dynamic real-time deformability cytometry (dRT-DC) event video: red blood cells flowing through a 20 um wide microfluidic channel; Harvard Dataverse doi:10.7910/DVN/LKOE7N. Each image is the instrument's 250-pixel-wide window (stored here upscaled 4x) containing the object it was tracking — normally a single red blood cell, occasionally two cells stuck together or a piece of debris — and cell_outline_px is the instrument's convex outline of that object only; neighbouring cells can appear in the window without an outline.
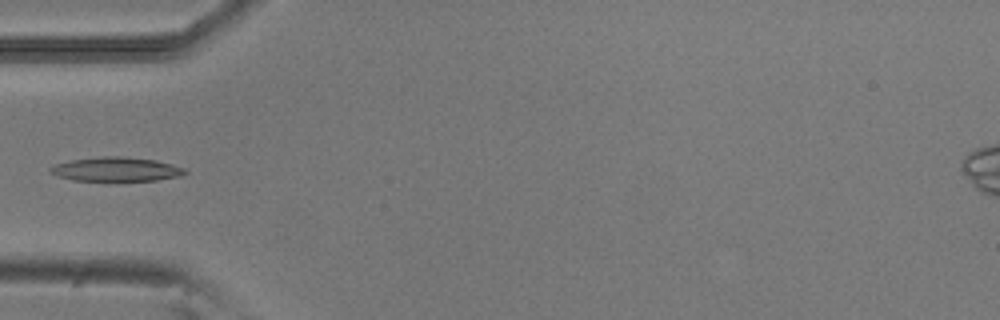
{"species": "common noctule bat (a hibernating species)", "species_latin": "Nyctalus noctula", "temperature_condition": "room temperature", "stored_images_in_passage": 3, "camera_frame_rate_fps": 3000, "um_per_image_px": 0.085, "animal": {"sex": "male", "body_mass_g": 20.5, "forearm_length_mm": 52.5}, "frame": {"image": 1, "passage_image": 2, "time_ms": 0.333, "image_size_px": [1000, 320], "cell_outline_px": [[188, 172], [184, 176], [156, 180], [72, 180], [48, 172], [48, 168], [56, 164], [72, 160], [100, 156], [120, 156], [156, 160], [172, 164], [184, 168]], "centroid_in_image_um": [9.91, 14.38], "position_along_channel_um": 75.1, "area_um2": 18.84}}
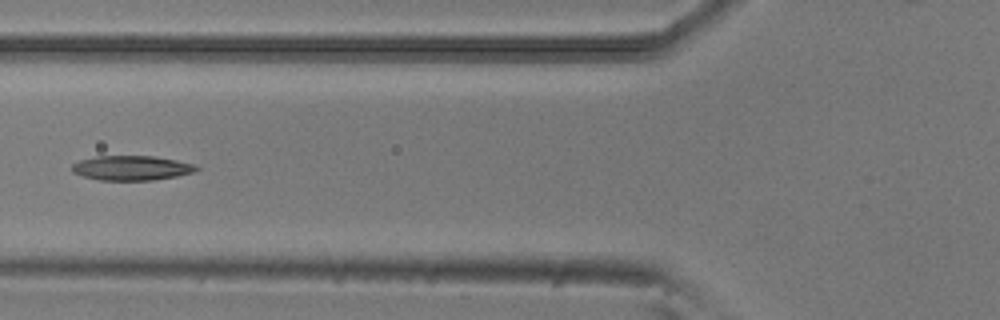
{"frame": {"image": 2, "passage_image": 3, "time_ms": 0.667, "image_size_px": [1000, 320], "cell_outline_px": [[200, 168], [192, 172], [176, 176], [152, 180], [100, 180], [84, 176], [72, 172], [72, 164], [80, 160], [96, 156], [152, 156], [176, 160], [196, 164]], "centroid_in_image_um": [11.18, 14.27], "position_along_channel_um": 114.6, "area_um2": 17.74}}